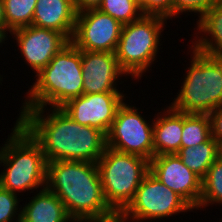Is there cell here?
I'll return each mask as SVG.
<instances>
[{
	"label": "cell",
	"instance_id": "29",
	"mask_svg": "<svg viewBox=\"0 0 222 222\" xmlns=\"http://www.w3.org/2000/svg\"><path fill=\"white\" fill-rule=\"evenodd\" d=\"M9 31L6 29L5 24H0V45L3 46L2 44H5V41L8 40V37H10V35L8 33Z\"/></svg>",
	"mask_w": 222,
	"mask_h": 222
},
{
	"label": "cell",
	"instance_id": "31",
	"mask_svg": "<svg viewBox=\"0 0 222 222\" xmlns=\"http://www.w3.org/2000/svg\"><path fill=\"white\" fill-rule=\"evenodd\" d=\"M219 157L222 159V141L219 143Z\"/></svg>",
	"mask_w": 222,
	"mask_h": 222
},
{
	"label": "cell",
	"instance_id": "25",
	"mask_svg": "<svg viewBox=\"0 0 222 222\" xmlns=\"http://www.w3.org/2000/svg\"><path fill=\"white\" fill-rule=\"evenodd\" d=\"M220 0H173V17L181 14L195 13L198 19L214 4Z\"/></svg>",
	"mask_w": 222,
	"mask_h": 222
},
{
	"label": "cell",
	"instance_id": "26",
	"mask_svg": "<svg viewBox=\"0 0 222 222\" xmlns=\"http://www.w3.org/2000/svg\"><path fill=\"white\" fill-rule=\"evenodd\" d=\"M140 7L144 15L173 18V0H146Z\"/></svg>",
	"mask_w": 222,
	"mask_h": 222
},
{
	"label": "cell",
	"instance_id": "30",
	"mask_svg": "<svg viewBox=\"0 0 222 222\" xmlns=\"http://www.w3.org/2000/svg\"><path fill=\"white\" fill-rule=\"evenodd\" d=\"M0 24H5L4 3L0 0Z\"/></svg>",
	"mask_w": 222,
	"mask_h": 222
},
{
	"label": "cell",
	"instance_id": "1",
	"mask_svg": "<svg viewBox=\"0 0 222 222\" xmlns=\"http://www.w3.org/2000/svg\"><path fill=\"white\" fill-rule=\"evenodd\" d=\"M48 108L20 109L17 117L40 144L47 162L97 163L107 148V135L97 128L80 125L60 107Z\"/></svg>",
	"mask_w": 222,
	"mask_h": 222
},
{
	"label": "cell",
	"instance_id": "24",
	"mask_svg": "<svg viewBox=\"0 0 222 222\" xmlns=\"http://www.w3.org/2000/svg\"><path fill=\"white\" fill-rule=\"evenodd\" d=\"M20 202L17 194L0 186V222H21L23 205H19Z\"/></svg>",
	"mask_w": 222,
	"mask_h": 222
},
{
	"label": "cell",
	"instance_id": "4",
	"mask_svg": "<svg viewBox=\"0 0 222 222\" xmlns=\"http://www.w3.org/2000/svg\"><path fill=\"white\" fill-rule=\"evenodd\" d=\"M34 76L20 109L61 107L83 95L81 50L70 42Z\"/></svg>",
	"mask_w": 222,
	"mask_h": 222
},
{
	"label": "cell",
	"instance_id": "9",
	"mask_svg": "<svg viewBox=\"0 0 222 222\" xmlns=\"http://www.w3.org/2000/svg\"><path fill=\"white\" fill-rule=\"evenodd\" d=\"M139 109L123 102L107 134V147L150 161L154 156V118L147 122Z\"/></svg>",
	"mask_w": 222,
	"mask_h": 222
},
{
	"label": "cell",
	"instance_id": "15",
	"mask_svg": "<svg viewBox=\"0 0 222 222\" xmlns=\"http://www.w3.org/2000/svg\"><path fill=\"white\" fill-rule=\"evenodd\" d=\"M76 18L74 0H37L32 25L60 32L71 41Z\"/></svg>",
	"mask_w": 222,
	"mask_h": 222
},
{
	"label": "cell",
	"instance_id": "7",
	"mask_svg": "<svg viewBox=\"0 0 222 222\" xmlns=\"http://www.w3.org/2000/svg\"><path fill=\"white\" fill-rule=\"evenodd\" d=\"M97 166L107 204L119 215L150 171V161L107 147Z\"/></svg>",
	"mask_w": 222,
	"mask_h": 222
},
{
	"label": "cell",
	"instance_id": "18",
	"mask_svg": "<svg viewBox=\"0 0 222 222\" xmlns=\"http://www.w3.org/2000/svg\"><path fill=\"white\" fill-rule=\"evenodd\" d=\"M192 47L222 57V0L212 5L197 21ZM199 35V36H198ZM209 36V37H208Z\"/></svg>",
	"mask_w": 222,
	"mask_h": 222
},
{
	"label": "cell",
	"instance_id": "32",
	"mask_svg": "<svg viewBox=\"0 0 222 222\" xmlns=\"http://www.w3.org/2000/svg\"><path fill=\"white\" fill-rule=\"evenodd\" d=\"M140 6L146 1V0H135Z\"/></svg>",
	"mask_w": 222,
	"mask_h": 222
},
{
	"label": "cell",
	"instance_id": "12",
	"mask_svg": "<svg viewBox=\"0 0 222 222\" xmlns=\"http://www.w3.org/2000/svg\"><path fill=\"white\" fill-rule=\"evenodd\" d=\"M16 40L22 60L33 73H39L51 59L71 41L62 33L34 25L21 27L10 32ZM14 36V37H13Z\"/></svg>",
	"mask_w": 222,
	"mask_h": 222
},
{
	"label": "cell",
	"instance_id": "10",
	"mask_svg": "<svg viewBox=\"0 0 222 222\" xmlns=\"http://www.w3.org/2000/svg\"><path fill=\"white\" fill-rule=\"evenodd\" d=\"M123 25L99 9L77 13L71 42L81 51L115 53Z\"/></svg>",
	"mask_w": 222,
	"mask_h": 222
},
{
	"label": "cell",
	"instance_id": "16",
	"mask_svg": "<svg viewBox=\"0 0 222 222\" xmlns=\"http://www.w3.org/2000/svg\"><path fill=\"white\" fill-rule=\"evenodd\" d=\"M163 111V112H162ZM155 114L153 125L154 156L176 154L180 150L183 112L170 105Z\"/></svg>",
	"mask_w": 222,
	"mask_h": 222
},
{
	"label": "cell",
	"instance_id": "17",
	"mask_svg": "<svg viewBox=\"0 0 222 222\" xmlns=\"http://www.w3.org/2000/svg\"><path fill=\"white\" fill-rule=\"evenodd\" d=\"M37 192L21 207V222H75L51 190L44 187Z\"/></svg>",
	"mask_w": 222,
	"mask_h": 222
},
{
	"label": "cell",
	"instance_id": "21",
	"mask_svg": "<svg viewBox=\"0 0 222 222\" xmlns=\"http://www.w3.org/2000/svg\"><path fill=\"white\" fill-rule=\"evenodd\" d=\"M222 205V159L218 157L208 168L206 176L202 179V193L198 210L209 205Z\"/></svg>",
	"mask_w": 222,
	"mask_h": 222
},
{
	"label": "cell",
	"instance_id": "27",
	"mask_svg": "<svg viewBox=\"0 0 222 222\" xmlns=\"http://www.w3.org/2000/svg\"><path fill=\"white\" fill-rule=\"evenodd\" d=\"M212 137L220 143L222 141V106L210 114Z\"/></svg>",
	"mask_w": 222,
	"mask_h": 222
},
{
	"label": "cell",
	"instance_id": "23",
	"mask_svg": "<svg viewBox=\"0 0 222 222\" xmlns=\"http://www.w3.org/2000/svg\"><path fill=\"white\" fill-rule=\"evenodd\" d=\"M97 9L110 15L122 25L138 20L144 15L135 0H103Z\"/></svg>",
	"mask_w": 222,
	"mask_h": 222
},
{
	"label": "cell",
	"instance_id": "11",
	"mask_svg": "<svg viewBox=\"0 0 222 222\" xmlns=\"http://www.w3.org/2000/svg\"><path fill=\"white\" fill-rule=\"evenodd\" d=\"M126 95L123 92L83 94L60 108L80 125L97 128L107 135Z\"/></svg>",
	"mask_w": 222,
	"mask_h": 222
},
{
	"label": "cell",
	"instance_id": "3",
	"mask_svg": "<svg viewBox=\"0 0 222 222\" xmlns=\"http://www.w3.org/2000/svg\"><path fill=\"white\" fill-rule=\"evenodd\" d=\"M5 141L0 146V166L4 167L0 186L17 195L46 187L47 159L40 144L17 120Z\"/></svg>",
	"mask_w": 222,
	"mask_h": 222
},
{
	"label": "cell",
	"instance_id": "28",
	"mask_svg": "<svg viewBox=\"0 0 222 222\" xmlns=\"http://www.w3.org/2000/svg\"><path fill=\"white\" fill-rule=\"evenodd\" d=\"M103 0H74V6L77 13L88 10L97 9Z\"/></svg>",
	"mask_w": 222,
	"mask_h": 222
},
{
	"label": "cell",
	"instance_id": "8",
	"mask_svg": "<svg viewBox=\"0 0 222 222\" xmlns=\"http://www.w3.org/2000/svg\"><path fill=\"white\" fill-rule=\"evenodd\" d=\"M193 210L181 196L149 171L136 190L133 200L118 215L117 222L163 220L177 213Z\"/></svg>",
	"mask_w": 222,
	"mask_h": 222
},
{
	"label": "cell",
	"instance_id": "19",
	"mask_svg": "<svg viewBox=\"0 0 222 222\" xmlns=\"http://www.w3.org/2000/svg\"><path fill=\"white\" fill-rule=\"evenodd\" d=\"M176 154L191 171L203 179L208 168L219 157V143L211 137L199 145L180 148Z\"/></svg>",
	"mask_w": 222,
	"mask_h": 222
},
{
	"label": "cell",
	"instance_id": "2",
	"mask_svg": "<svg viewBox=\"0 0 222 222\" xmlns=\"http://www.w3.org/2000/svg\"><path fill=\"white\" fill-rule=\"evenodd\" d=\"M46 187L75 222H117L107 204L97 163L58 160L47 163Z\"/></svg>",
	"mask_w": 222,
	"mask_h": 222
},
{
	"label": "cell",
	"instance_id": "6",
	"mask_svg": "<svg viewBox=\"0 0 222 222\" xmlns=\"http://www.w3.org/2000/svg\"><path fill=\"white\" fill-rule=\"evenodd\" d=\"M164 17L143 15L122 27L115 55L120 69L134 80H139L155 64L162 44L161 32L167 24ZM165 26V27H164ZM160 44V45H159Z\"/></svg>",
	"mask_w": 222,
	"mask_h": 222
},
{
	"label": "cell",
	"instance_id": "33",
	"mask_svg": "<svg viewBox=\"0 0 222 222\" xmlns=\"http://www.w3.org/2000/svg\"><path fill=\"white\" fill-rule=\"evenodd\" d=\"M1 77H2V75H0V84H1V81H3V80H2V79H3V77H2V78H1Z\"/></svg>",
	"mask_w": 222,
	"mask_h": 222
},
{
	"label": "cell",
	"instance_id": "5",
	"mask_svg": "<svg viewBox=\"0 0 222 222\" xmlns=\"http://www.w3.org/2000/svg\"><path fill=\"white\" fill-rule=\"evenodd\" d=\"M190 48L191 64L169 105L185 113L210 114L222 106V57Z\"/></svg>",
	"mask_w": 222,
	"mask_h": 222
},
{
	"label": "cell",
	"instance_id": "14",
	"mask_svg": "<svg viewBox=\"0 0 222 222\" xmlns=\"http://www.w3.org/2000/svg\"><path fill=\"white\" fill-rule=\"evenodd\" d=\"M81 65L83 94L121 92L117 83L127 75L120 69L115 53L81 51Z\"/></svg>",
	"mask_w": 222,
	"mask_h": 222
},
{
	"label": "cell",
	"instance_id": "22",
	"mask_svg": "<svg viewBox=\"0 0 222 222\" xmlns=\"http://www.w3.org/2000/svg\"><path fill=\"white\" fill-rule=\"evenodd\" d=\"M37 0H3L5 26L9 33L32 25Z\"/></svg>",
	"mask_w": 222,
	"mask_h": 222
},
{
	"label": "cell",
	"instance_id": "13",
	"mask_svg": "<svg viewBox=\"0 0 222 222\" xmlns=\"http://www.w3.org/2000/svg\"><path fill=\"white\" fill-rule=\"evenodd\" d=\"M150 172L181 196L194 210H198L202 179L191 171L177 154L153 156L150 160Z\"/></svg>",
	"mask_w": 222,
	"mask_h": 222
},
{
	"label": "cell",
	"instance_id": "20",
	"mask_svg": "<svg viewBox=\"0 0 222 222\" xmlns=\"http://www.w3.org/2000/svg\"><path fill=\"white\" fill-rule=\"evenodd\" d=\"M212 137L209 114L183 112V130L180 148L193 147Z\"/></svg>",
	"mask_w": 222,
	"mask_h": 222
}]
</instances>
